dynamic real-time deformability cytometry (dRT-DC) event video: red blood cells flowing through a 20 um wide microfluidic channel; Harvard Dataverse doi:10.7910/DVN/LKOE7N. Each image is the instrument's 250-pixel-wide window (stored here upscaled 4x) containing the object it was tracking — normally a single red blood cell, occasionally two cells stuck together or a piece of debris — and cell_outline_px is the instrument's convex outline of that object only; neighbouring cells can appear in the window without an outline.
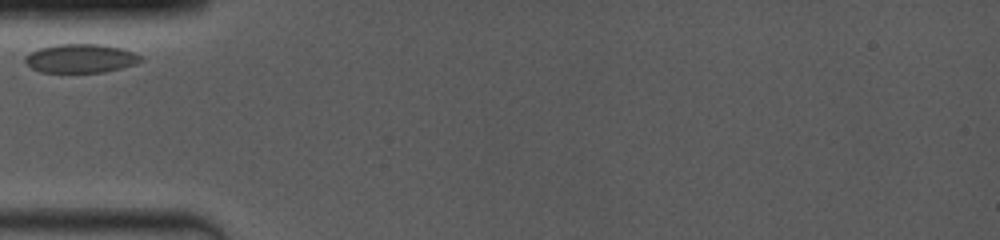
{"species": "common noctule bat (a hibernating species)", "species_latin": "Nyctalus noctula", "temperature_condition": "room temperature", "stored_images_in_passage": 3, "camera_frame_rate_fps": 4000, "um_per_image_px": 0.085, "animal": {"sex": "female", "body_mass_g": 19.0, "forearm_length_mm": 53.3}, "frame": {"image": 1, "passage_image": 1, "time_ms": 0.0, "image_size_px": [1000, 240], "cell_outline_px": [[144, 60], [136, 64], [104, 72], [40, 72], [32, 68], [24, 60], [24, 56], [40, 48], [56, 44], [100, 44], [120, 48], [132, 52], [140, 56]], "centroid_in_image_um": [6.85, 4.96], "position_along_channel_um": 78.1, "area_um2": 19.25}}
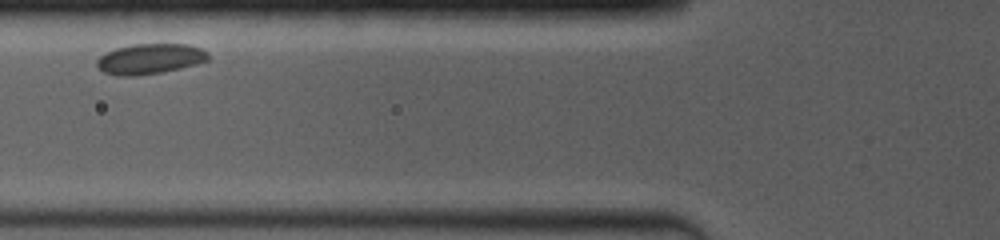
{"frame": {"image": 2, "passage_image": 2, "time_ms": 1.0, "image_size_px": [1000, 240], "cell_outline_px": [[208, 60], [196, 64], [180, 68], [160, 72], [132, 76], [120, 76], [104, 72], [96, 68], [96, 60], [104, 52], [116, 48], [132, 44], [188, 44], [200, 48], [208, 52]], "centroid_in_image_um": [12.7, 4.99], "position_along_channel_um": 113.1, "area_um2": 19.71}}